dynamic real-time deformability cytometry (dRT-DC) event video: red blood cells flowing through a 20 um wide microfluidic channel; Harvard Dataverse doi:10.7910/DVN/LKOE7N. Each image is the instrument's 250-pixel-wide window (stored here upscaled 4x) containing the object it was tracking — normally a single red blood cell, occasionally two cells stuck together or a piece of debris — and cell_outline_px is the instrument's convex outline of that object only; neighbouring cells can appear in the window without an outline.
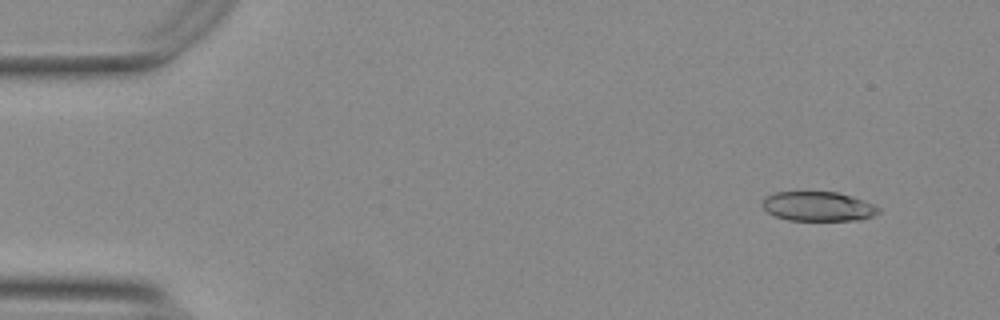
{"species": "Egyptian fruit bat (a non-hibernating species)", "species_latin": "Rousettus aegyptiacus", "temperature_condition": "warm", "stored_images_in_passage": 57, "camera_frame_rate_fps": 3000, "um_per_image_px": 0.085, "animal": {"sex": "female"}, "frame": {"image": 1, "passage_image": 5, "time_ms": 1.333, "image_size_px": [1000, 320], "cell_outline_px": [[880, 212], [872, 216], [860, 220], [788, 220], [776, 216], [768, 212], [760, 204], [760, 200], [764, 196], [776, 192], [836, 192], [852, 196], [872, 204], [880, 208]], "centroid_in_image_um": [69.5, 17.54], "position_along_channel_um": 15.5, "area_um2": 20.0}}
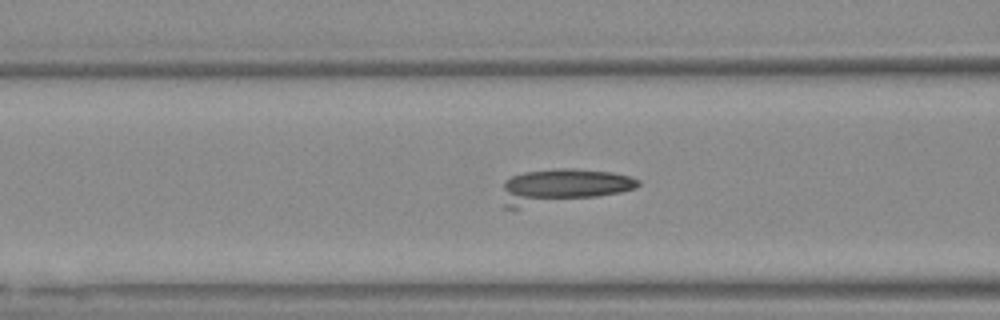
{"frame": {"image": 2, "passage_image": 22, "time_ms": 7.0, "image_size_px": [1000, 320], "cell_outline_px": [[640, 184], [636, 188], [620, 192], [596, 196], [516, 208], [504, 208], [504, 180], [512, 176], [524, 172], [556, 168], [576, 168], [612, 172], [628, 176], [640, 180]], "centroid_in_image_um": [47.81, 15.81], "position_along_channel_um": 118.8, "area_um2": 27.05}}
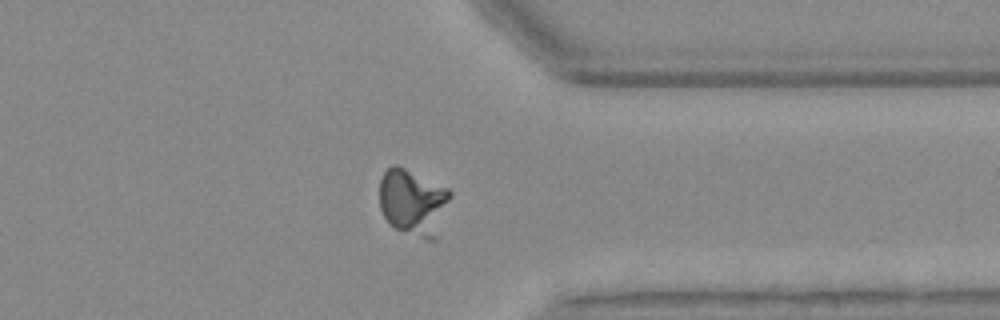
{"frame": {"image": 3, "passage_image": 43, "time_ms": 14.0, "image_size_px": [1000, 320], "cell_outline_px": [[452, 196], [436, 240], [428, 240], [396, 228], [384, 216], [380, 208], [380, 180], [384, 172], [392, 164], [396, 164], [448, 188], [452, 192]], "centroid_in_image_um": [35.15, 17.18], "position_along_channel_um": 376.3, "area_um2": 27.4}}